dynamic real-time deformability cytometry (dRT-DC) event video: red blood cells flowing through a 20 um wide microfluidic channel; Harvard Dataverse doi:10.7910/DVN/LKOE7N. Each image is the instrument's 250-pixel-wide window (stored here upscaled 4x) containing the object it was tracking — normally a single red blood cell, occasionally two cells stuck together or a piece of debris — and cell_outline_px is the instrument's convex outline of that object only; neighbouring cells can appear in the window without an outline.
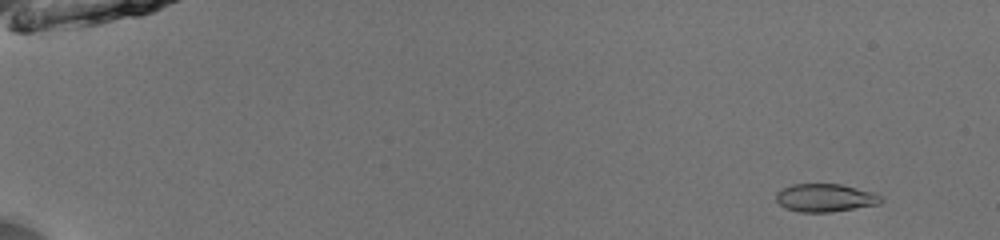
{"species": "common noctule bat (a hibernating species)", "species_latin": "Nyctalus noctula", "temperature_condition": "room temperature", "stored_images_in_passage": 10, "camera_frame_rate_fps": 3000, "um_per_image_px": 0.085, "animal": {"sex": "male", "body_mass_g": 13.0, "forearm_length_mm": 53.1}, "frame": {"image": 1, "passage_image": 5, "time_ms": 1.333, "image_size_px": [1000, 240], "cell_outline_px": [[884, 200], [880, 204], [828, 212], [800, 212], [784, 208], [776, 200], [776, 192], [780, 188], [792, 184], [840, 184], [872, 192], [880, 196]], "centroid_in_image_um": [70.1, 16.81], "position_along_channel_um": 14.9, "area_um2": 17.11}}